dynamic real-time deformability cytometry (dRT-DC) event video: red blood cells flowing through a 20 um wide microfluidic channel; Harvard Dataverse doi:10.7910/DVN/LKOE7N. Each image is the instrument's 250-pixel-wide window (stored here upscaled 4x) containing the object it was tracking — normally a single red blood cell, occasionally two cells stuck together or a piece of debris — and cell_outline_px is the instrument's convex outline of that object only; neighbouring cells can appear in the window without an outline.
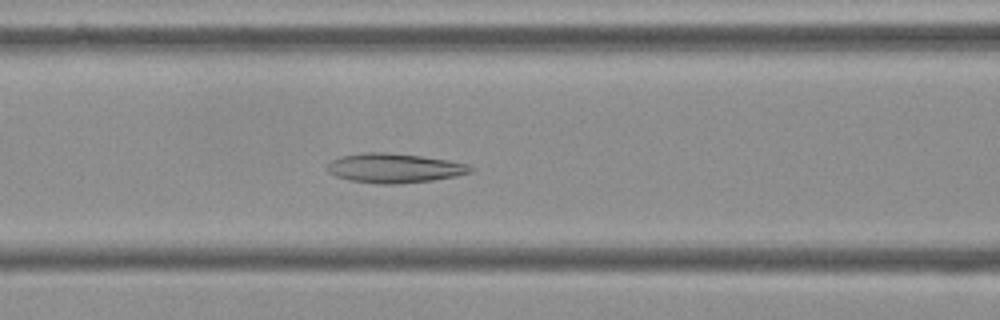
{"species": "Egyptian fruit bat (a non-hibernating species)", "species_latin": "Rousettus aegyptiacus", "temperature_condition": "cold", "stored_images_in_passage": 47, "camera_frame_rate_fps": 3000, "um_per_image_px": 0.085, "frame": {"image": 1, "passage_image": 13, "time_ms": 4.0, "image_size_px": [1000, 320], "cell_outline_px": [[476, 168], [472, 172], [456, 176], [432, 180], [396, 184], [380, 184], [348, 180], [336, 176], [328, 172], [324, 168], [332, 160], [340, 156], [364, 152], [384, 152], [420, 156], [448, 160], [468, 164]], "centroid_in_image_um": [33.51, 14.29], "position_along_channel_um": 133.1, "area_um2": 24.68}}
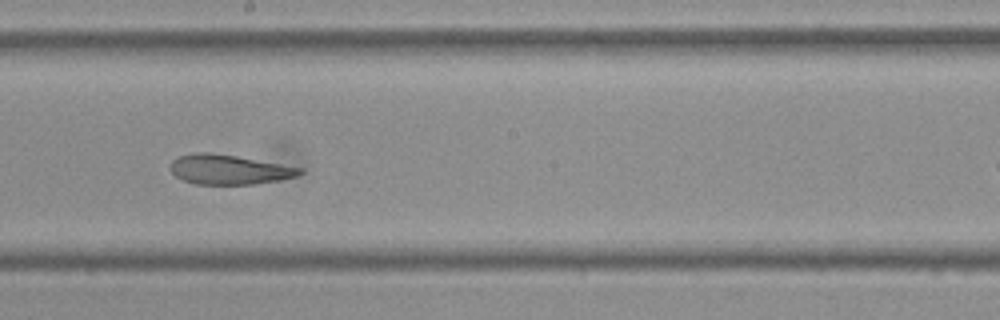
{"frame": {"image": 2, "passage_image": 21, "time_ms": 6.667, "image_size_px": [1000, 320], "cell_outline_px": [[304, 172], [296, 176], [280, 180], [256, 184], [196, 184], [184, 180], [176, 176], [168, 168], [172, 160], [180, 156], [196, 152], [208, 152], [236, 156], [304, 168]], "centroid_in_image_um": [19.47, 14.41], "position_along_channel_um": 228.7, "area_um2": 22.37}}
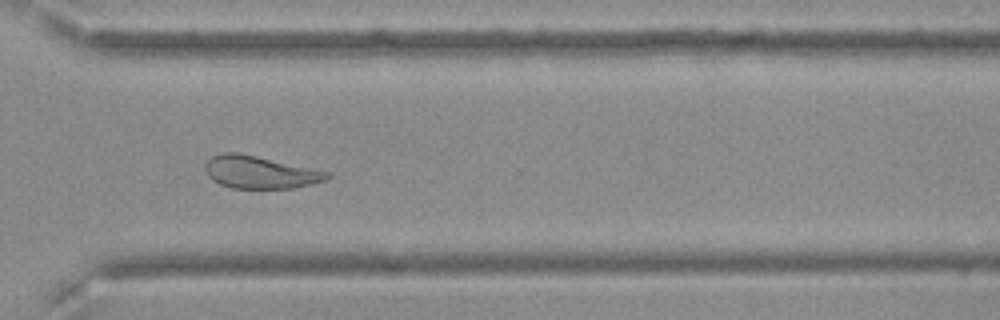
{"frame": {"image": 3, "passage_image": 31, "time_ms": 10.0, "image_size_px": [1000, 320], "cell_outline_px": [[332, 176], [324, 180], [312, 184], [292, 188], [232, 188], [220, 184], [212, 180], [208, 176], [204, 168], [204, 164], [212, 156], [224, 152], [236, 152], [256, 156], [332, 172]], "centroid_in_image_um": [22.1, 14.64], "position_along_channel_um": 348.5, "area_um2": 23.12}, "authors_computed_cell_mechanics": {"area_um2": 25.0274, "velocity_mm_per_s": 3.5923, "shape_relaxation_time_tau1_ms": null, "shape_relaxation_time_tau2_ms": 3.227, "deformation_change_tau1": null, "deformation_change_tau2": 0.115}}